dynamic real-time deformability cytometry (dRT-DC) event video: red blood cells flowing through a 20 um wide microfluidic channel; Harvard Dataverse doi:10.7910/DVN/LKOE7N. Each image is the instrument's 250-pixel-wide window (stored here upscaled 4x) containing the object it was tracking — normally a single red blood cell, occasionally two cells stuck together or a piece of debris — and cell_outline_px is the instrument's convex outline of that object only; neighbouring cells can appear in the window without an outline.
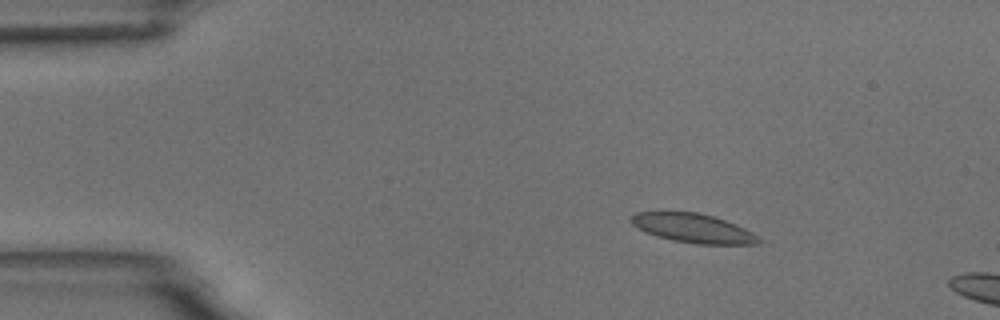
{"species": "common noctule bat (a hibernating species)", "species_latin": "Nyctalus noctula", "temperature_condition": "room temperature", "stored_images_in_passage": 5, "camera_frame_rate_fps": 3000, "um_per_image_px": 0.085, "animal": {"sex": "male", "body_mass_g": 18.8}, "frame": {"image": 1, "passage_image": 3, "time_ms": 2.333, "image_size_px": [1000, 320], "cell_outline_px": [[760, 240], [756, 244], [696, 244], [672, 240], [656, 236], [644, 232], [636, 228], [628, 220], [636, 212], [696, 212], [712, 216], [736, 224], [752, 232]], "centroid_in_image_um": [58.85, 19.4], "position_along_channel_um": 26.2, "area_um2": 21.5}}